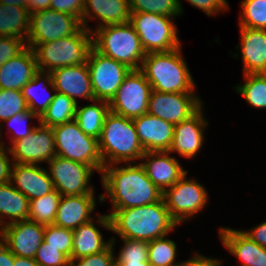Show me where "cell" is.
Segmentation results:
<instances>
[{"instance_id":"cell-1","label":"cell","mask_w":266,"mask_h":266,"mask_svg":"<svg viewBox=\"0 0 266 266\" xmlns=\"http://www.w3.org/2000/svg\"><path fill=\"white\" fill-rule=\"evenodd\" d=\"M98 216L97 223L122 239L147 242L167 236L178 225L171 218L163 198L150 205L113 209L110 214Z\"/></svg>"},{"instance_id":"cell-2","label":"cell","mask_w":266,"mask_h":266,"mask_svg":"<svg viewBox=\"0 0 266 266\" xmlns=\"http://www.w3.org/2000/svg\"><path fill=\"white\" fill-rule=\"evenodd\" d=\"M113 166H104L101 171L102 185L111 198L113 209L150 205L162 199L163 193L148 178L141 164Z\"/></svg>"},{"instance_id":"cell-3","label":"cell","mask_w":266,"mask_h":266,"mask_svg":"<svg viewBox=\"0 0 266 266\" xmlns=\"http://www.w3.org/2000/svg\"><path fill=\"white\" fill-rule=\"evenodd\" d=\"M180 50L179 47L167 52L146 54L140 70L152 90L162 93H194V80Z\"/></svg>"},{"instance_id":"cell-4","label":"cell","mask_w":266,"mask_h":266,"mask_svg":"<svg viewBox=\"0 0 266 266\" xmlns=\"http://www.w3.org/2000/svg\"><path fill=\"white\" fill-rule=\"evenodd\" d=\"M98 147L103 167L139 160L145 153L132 119L109 111L105 117Z\"/></svg>"},{"instance_id":"cell-5","label":"cell","mask_w":266,"mask_h":266,"mask_svg":"<svg viewBox=\"0 0 266 266\" xmlns=\"http://www.w3.org/2000/svg\"><path fill=\"white\" fill-rule=\"evenodd\" d=\"M26 45L34 51L38 70L52 72L66 66L87 63L93 47V34L82 26L71 36L43 44Z\"/></svg>"},{"instance_id":"cell-6","label":"cell","mask_w":266,"mask_h":266,"mask_svg":"<svg viewBox=\"0 0 266 266\" xmlns=\"http://www.w3.org/2000/svg\"><path fill=\"white\" fill-rule=\"evenodd\" d=\"M93 47L132 70L140 69L146 56L140 38L130 22L106 25L91 31ZM141 62V64H139Z\"/></svg>"},{"instance_id":"cell-7","label":"cell","mask_w":266,"mask_h":266,"mask_svg":"<svg viewBox=\"0 0 266 266\" xmlns=\"http://www.w3.org/2000/svg\"><path fill=\"white\" fill-rule=\"evenodd\" d=\"M52 128L56 156L84 163L98 172L102 171L103 161L99 152L98 139L86 135L75 119Z\"/></svg>"},{"instance_id":"cell-8","label":"cell","mask_w":266,"mask_h":266,"mask_svg":"<svg viewBox=\"0 0 266 266\" xmlns=\"http://www.w3.org/2000/svg\"><path fill=\"white\" fill-rule=\"evenodd\" d=\"M173 17L156 13H131L130 23L147 53L167 52L181 47Z\"/></svg>"},{"instance_id":"cell-9","label":"cell","mask_w":266,"mask_h":266,"mask_svg":"<svg viewBox=\"0 0 266 266\" xmlns=\"http://www.w3.org/2000/svg\"><path fill=\"white\" fill-rule=\"evenodd\" d=\"M87 65L96 100L110 102L125 77L132 70L126 65L107 57L91 48Z\"/></svg>"},{"instance_id":"cell-10","label":"cell","mask_w":266,"mask_h":266,"mask_svg":"<svg viewBox=\"0 0 266 266\" xmlns=\"http://www.w3.org/2000/svg\"><path fill=\"white\" fill-rule=\"evenodd\" d=\"M152 88L144 73L131 70L109 102L110 111L129 119L147 113Z\"/></svg>"},{"instance_id":"cell-11","label":"cell","mask_w":266,"mask_h":266,"mask_svg":"<svg viewBox=\"0 0 266 266\" xmlns=\"http://www.w3.org/2000/svg\"><path fill=\"white\" fill-rule=\"evenodd\" d=\"M186 174L165 190L162 197L171 218L177 224L200 212L208 199L204 187L196 180H188Z\"/></svg>"},{"instance_id":"cell-12","label":"cell","mask_w":266,"mask_h":266,"mask_svg":"<svg viewBox=\"0 0 266 266\" xmlns=\"http://www.w3.org/2000/svg\"><path fill=\"white\" fill-rule=\"evenodd\" d=\"M49 176L62 196L94 195L89 181L95 169L81 162L53 157L49 162Z\"/></svg>"},{"instance_id":"cell-13","label":"cell","mask_w":266,"mask_h":266,"mask_svg":"<svg viewBox=\"0 0 266 266\" xmlns=\"http://www.w3.org/2000/svg\"><path fill=\"white\" fill-rule=\"evenodd\" d=\"M82 27L79 18L47 9L31 14L26 44H43L75 34Z\"/></svg>"},{"instance_id":"cell-14","label":"cell","mask_w":266,"mask_h":266,"mask_svg":"<svg viewBox=\"0 0 266 266\" xmlns=\"http://www.w3.org/2000/svg\"><path fill=\"white\" fill-rule=\"evenodd\" d=\"M202 106L194 93H162L151 91L147 113L174 125L189 119Z\"/></svg>"},{"instance_id":"cell-15","label":"cell","mask_w":266,"mask_h":266,"mask_svg":"<svg viewBox=\"0 0 266 266\" xmlns=\"http://www.w3.org/2000/svg\"><path fill=\"white\" fill-rule=\"evenodd\" d=\"M6 151L12 155L13 163L38 165L49 162L56 156L53 128L40 124L28 137L13 142Z\"/></svg>"},{"instance_id":"cell-16","label":"cell","mask_w":266,"mask_h":266,"mask_svg":"<svg viewBox=\"0 0 266 266\" xmlns=\"http://www.w3.org/2000/svg\"><path fill=\"white\" fill-rule=\"evenodd\" d=\"M45 225L23 220L0 229V240L15 256L34 259L44 240Z\"/></svg>"},{"instance_id":"cell-17","label":"cell","mask_w":266,"mask_h":266,"mask_svg":"<svg viewBox=\"0 0 266 266\" xmlns=\"http://www.w3.org/2000/svg\"><path fill=\"white\" fill-rule=\"evenodd\" d=\"M132 120L145 152L169 151L173 141L174 124L149 113Z\"/></svg>"},{"instance_id":"cell-18","label":"cell","mask_w":266,"mask_h":266,"mask_svg":"<svg viewBox=\"0 0 266 266\" xmlns=\"http://www.w3.org/2000/svg\"><path fill=\"white\" fill-rule=\"evenodd\" d=\"M53 91L67 95L77 103L76 97L94 101L87 63L70 65L51 72Z\"/></svg>"},{"instance_id":"cell-19","label":"cell","mask_w":266,"mask_h":266,"mask_svg":"<svg viewBox=\"0 0 266 266\" xmlns=\"http://www.w3.org/2000/svg\"><path fill=\"white\" fill-rule=\"evenodd\" d=\"M48 172L37 164L13 163L10 182L30 201L54 190Z\"/></svg>"},{"instance_id":"cell-20","label":"cell","mask_w":266,"mask_h":266,"mask_svg":"<svg viewBox=\"0 0 266 266\" xmlns=\"http://www.w3.org/2000/svg\"><path fill=\"white\" fill-rule=\"evenodd\" d=\"M201 109L202 107L189 119L175 125L170 153L178 152L183 157L192 158L199 152L204 141L203 131L208 125Z\"/></svg>"},{"instance_id":"cell-21","label":"cell","mask_w":266,"mask_h":266,"mask_svg":"<svg viewBox=\"0 0 266 266\" xmlns=\"http://www.w3.org/2000/svg\"><path fill=\"white\" fill-rule=\"evenodd\" d=\"M169 153V151L145 152L141 159H148L140 163L145 168L148 178L162 193L187 173L175 157L169 156Z\"/></svg>"},{"instance_id":"cell-22","label":"cell","mask_w":266,"mask_h":266,"mask_svg":"<svg viewBox=\"0 0 266 266\" xmlns=\"http://www.w3.org/2000/svg\"><path fill=\"white\" fill-rule=\"evenodd\" d=\"M37 71L34 51L27 46L20 54L0 67V89L21 90Z\"/></svg>"},{"instance_id":"cell-23","label":"cell","mask_w":266,"mask_h":266,"mask_svg":"<svg viewBox=\"0 0 266 266\" xmlns=\"http://www.w3.org/2000/svg\"><path fill=\"white\" fill-rule=\"evenodd\" d=\"M96 17L101 21L97 28L130 22L129 0H85L82 19L80 20L82 26L92 31L87 27V19H95Z\"/></svg>"},{"instance_id":"cell-24","label":"cell","mask_w":266,"mask_h":266,"mask_svg":"<svg viewBox=\"0 0 266 266\" xmlns=\"http://www.w3.org/2000/svg\"><path fill=\"white\" fill-rule=\"evenodd\" d=\"M95 206L94 195L62 196L53 225L75 230L93 219Z\"/></svg>"},{"instance_id":"cell-25","label":"cell","mask_w":266,"mask_h":266,"mask_svg":"<svg viewBox=\"0 0 266 266\" xmlns=\"http://www.w3.org/2000/svg\"><path fill=\"white\" fill-rule=\"evenodd\" d=\"M244 74L266 73V30L240 27Z\"/></svg>"},{"instance_id":"cell-26","label":"cell","mask_w":266,"mask_h":266,"mask_svg":"<svg viewBox=\"0 0 266 266\" xmlns=\"http://www.w3.org/2000/svg\"><path fill=\"white\" fill-rule=\"evenodd\" d=\"M220 238L228 251L241 259V266H266V248L251 240L240 230L220 229Z\"/></svg>"},{"instance_id":"cell-27","label":"cell","mask_w":266,"mask_h":266,"mask_svg":"<svg viewBox=\"0 0 266 266\" xmlns=\"http://www.w3.org/2000/svg\"><path fill=\"white\" fill-rule=\"evenodd\" d=\"M4 216L11 220L4 223ZM28 217L29 199L11 182L0 183V229L5 225L28 220Z\"/></svg>"},{"instance_id":"cell-28","label":"cell","mask_w":266,"mask_h":266,"mask_svg":"<svg viewBox=\"0 0 266 266\" xmlns=\"http://www.w3.org/2000/svg\"><path fill=\"white\" fill-rule=\"evenodd\" d=\"M110 244L111 240L105 242L103 235L94 225L92 219L73 230L71 260L100 253Z\"/></svg>"},{"instance_id":"cell-29","label":"cell","mask_w":266,"mask_h":266,"mask_svg":"<svg viewBox=\"0 0 266 266\" xmlns=\"http://www.w3.org/2000/svg\"><path fill=\"white\" fill-rule=\"evenodd\" d=\"M30 21L27 8L0 4V37L27 39Z\"/></svg>"},{"instance_id":"cell-30","label":"cell","mask_w":266,"mask_h":266,"mask_svg":"<svg viewBox=\"0 0 266 266\" xmlns=\"http://www.w3.org/2000/svg\"><path fill=\"white\" fill-rule=\"evenodd\" d=\"M93 102L96 105L94 103L79 108L77 105L75 120L86 135L99 139L105 117L110 111L109 102L96 99Z\"/></svg>"},{"instance_id":"cell-31","label":"cell","mask_w":266,"mask_h":266,"mask_svg":"<svg viewBox=\"0 0 266 266\" xmlns=\"http://www.w3.org/2000/svg\"><path fill=\"white\" fill-rule=\"evenodd\" d=\"M43 78L46 80L44 82H47L48 85L53 88L54 85L52 81L51 72L38 70L34 74V77L21 89L22 95L24 96L27 102L28 109L34 114H36L39 118L43 115V113L46 111L47 107L50 105L54 98V94L50 95L51 93H48V95L45 97L42 96L44 97L43 100L41 99L42 97L40 98L41 94L38 95V93L40 92L39 90H41L40 87H43V90L47 89L48 91V87L45 85V83L43 84L41 82ZM40 83L43 85L40 86V89L38 90L37 88Z\"/></svg>"},{"instance_id":"cell-32","label":"cell","mask_w":266,"mask_h":266,"mask_svg":"<svg viewBox=\"0 0 266 266\" xmlns=\"http://www.w3.org/2000/svg\"><path fill=\"white\" fill-rule=\"evenodd\" d=\"M77 103L64 94L55 92L46 111L39 118V124L54 127L75 119Z\"/></svg>"},{"instance_id":"cell-33","label":"cell","mask_w":266,"mask_h":266,"mask_svg":"<svg viewBox=\"0 0 266 266\" xmlns=\"http://www.w3.org/2000/svg\"><path fill=\"white\" fill-rule=\"evenodd\" d=\"M62 195L54 189L52 192L29 201L28 220L43 225L53 224Z\"/></svg>"},{"instance_id":"cell-34","label":"cell","mask_w":266,"mask_h":266,"mask_svg":"<svg viewBox=\"0 0 266 266\" xmlns=\"http://www.w3.org/2000/svg\"><path fill=\"white\" fill-rule=\"evenodd\" d=\"M245 83L235 87L246 101L257 108H266V73L244 74Z\"/></svg>"},{"instance_id":"cell-35","label":"cell","mask_w":266,"mask_h":266,"mask_svg":"<svg viewBox=\"0 0 266 266\" xmlns=\"http://www.w3.org/2000/svg\"><path fill=\"white\" fill-rule=\"evenodd\" d=\"M166 236L148 242V262L151 266H177L176 244Z\"/></svg>"},{"instance_id":"cell-36","label":"cell","mask_w":266,"mask_h":266,"mask_svg":"<svg viewBox=\"0 0 266 266\" xmlns=\"http://www.w3.org/2000/svg\"><path fill=\"white\" fill-rule=\"evenodd\" d=\"M131 13H156L176 17L182 13L180 0H129Z\"/></svg>"},{"instance_id":"cell-37","label":"cell","mask_w":266,"mask_h":266,"mask_svg":"<svg viewBox=\"0 0 266 266\" xmlns=\"http://www.w3.org/2000/svg\"><path fill=\"white\" fill-rule=\"evenodd\" d=\"M240 27L266 30V0H243Z\"/></svg>"},{"instance_id":"cell-38","label":"cell","mask_w":266,"mask_h":266,"mask_svg":"<svg viewBox=\"0 0 266 266\" xmlns=\"http://www.w3.org/2000/svg\"><path fill=\"white\" fill-rule=\"evenodd\" d=\"M28 105L21 90L0 89V121H5L20 112H27ZM1 127V123H0ZM1 129V128H0ZM1 137V132H0Z\"/></svg>"},{"instance_id":"cell-39","label":"cell","mask_w":266,"mask_h":266,"mask_svg":"<svg viewBox=\"0 0 266 266\" xmlns=\"http://www.w3.org/2000/svg\"><path fill=\"white\" fill-rule=\"evenodd\" d=\"M44 241L71 260L73 247V230L55 226L45 225Z\"/></svg>"},{"instance_id":"cell-40","label":"cell","mask_w":266,"mask_h":266,"mask_svg":"<svg viewBox=\"0 0 266 266\" xmlns=\"http://www.w3.org/2000/svg\"><path fill=\"white\" fill-rule=\"evenodd\" d=\"M124 246L121 248L115 262L148 261V242L145 240L122 239Z\"/></svg>"},{"instance_id":"cell-41","label":"cell","mask_w":266,"mask_h":266,"mask_svg":"<svg viewBox=\"0 0 266 266\" xmlns=\"http://www.w3.org/2000/svg\"><path fill=\"white\" fill-rule=\"evenodd\" d=\"M34 260L40 266H69L70 260L57 248L49 246L44 240L36 252Z\"/></svg>"},{"instance_id":"cell-42","label":"cell","mask_w":266,"mask_h":266,"mask_svg":"<svg viewBox=\"0 0 266 266\" xmlns=\"http://www.w3.org/2000/svg\"><path fill=\"white\" fill-rule=\"evenodd\" d=\"M114 240L111 238V244L100 253L70 260L69 266H115Z\"/></svg>"},{"instance_id":"cell-43","label":"cell","mask_w":266,"mask_h":266,"mask_svg":"<svg viewBox=\"0 0 266 266\" xmlns=\"http://www.w3.org/2000/svg\"><path fill=\"white\" fill-rule=\"evenodd\" d=\"M26 47V40L24 39L0 37V67L9 59L20 54Z\"/></svg>"},{"instance_id":"cell-44","label":"cell","mask_w":266,"mask_h":266,"mask_svg":"<svg viewBox=\"0 0 266 266\" xmlns=\"http://www.w3.org/2000/svg\"><path fill=\"white\" fill-rule=\"evenodd\" d=\"M31 118H37L39 121V117L36 114H34L33 112H31L30 110H28L27 112H20V113L15 114L13 117L5 120V122L9 123L10 127L12 126V129H13L14 125L15 126L16 125L17 126L18 125L19 126L20 125L25 126V124H26L25 122H27L28 119L30 120ZM35 128H36V126L35 127L34 126L33 127L27 126L26 129H21V130L13 129L16 132V134H14L15 136H13V138H11V143L28 137L34 131Z\"/></svg>"},{"instance_id":"cell-45","label":"cell","mask_w":266,"mask_h":266,"mask_svg":"<svg viewBox=\"0 0 266 266\" xmlns=\"http://www.w3.org/2000/svg\"><path fill=\"white\" fill-rule=\"evenodd\" d=\"M85 6V0H51L50 9L69 15H73L80 20Z\"/></svg>"},{"instance_id":"cell-46","label":"cell","mask_w":266,"mask_h":266,"mask_svg":"<svg viewBox=\"0 0 266 266\" xmlns=\"http://www.w3.org/2000/svg\"><path fill=\"white\" fill-rule=\"evenodd\" d=\"M190 5L203 10L208 16L216 15V13L225 11L229 8L227 0H187Z\"/></svg>"},{"instance_id":"cell-47","label":"cell","mask_w":266,"mask_h":266,"mask_svg":"<svg viewBox=\"0 0 266 266\" xmlns=\"http://www.w3.org/2000/svg\"><path fill=\"white\" fill-rule=\"evenodd\" d=\"M4 143L0 142V183H7L11 181V170L13 165L10 164L7 152L5 151Z\"/></svg>"},{"instance_id":"cell-48","label":"cell","mask_w":266,"mask_h":266,"mask_svg":"<svg viewBox=\"0 0 266 266\" xmlns=\"http://www.w3.org/2000/svg\"><path fill=\"white\" fill-rule=\"evenodd\" d=\"M242 232L251 240L255 241L263 248H266V221L253 228V230Z\"/></svg>"},{"instance_id":"cell-49","label":"cell","mask_w":266,"mask_h":266,"mask_svg":"<svg viewBox=\"0 0 266 266\" xmlns=\"http://www.w3.org/2000/svg\"><path fill=\"white\" fill-rule=\"evenodd\" d=\"M221 263L219 260L207 258L200 254H196L193 258L179 263L177 266H220Z\"/></svg>"},{"instance_id":"cell-50","label":"cell","mask_w":266,"mask_h":266,"mask_svg":"<svg viewBox=\"0 0 266 266\" xmlns=\"http://www.w3.org/2000/svg\"><path fill=\"white\" fill-rule=\"evenodd\" d=\"M15 255L0 240V266H14Z\"/></svg>"},{"instance_id":"cell-51","label":"cell","mask_w":266,"mask_h":266,"mask_svg":"<svg viewBox=\"0 0 266 266\" xmlns=\"http://www.w3.org/2000/svg\"><path fill=\"white\" fill-rule=\"evenodd\" d=\"M51 0H29L27 4V11L30 14L38 11L50 9Z\"/></svg>"},{"instance_id":"cell-52","label":"cell","mask_w":266,"mask_h":266,"mask_svg":"<svg viewBox=\"0 0 266 266\" xmlns=\"http://www.w3.org/2000/svg\"><path fill=\"white\" fill-rule=\"evenodd\" d=\"M14 266H40V265L32 258L15 256Z\"/></svg>"},{"instance_id":"cell-53","label":"cell","mask_w":266,"mask_h":266,"mask_svg":"<svg viewBox=\"0 0 266 266\" xmlns=\"http://www.w3.org/2000/svg\"><path fill=\"white\" fill-rule=\"evenodd\" d=\"M29 0H0V4L11 5V6H20L27 8Z\"/></svg>"},{"instance_id":"cell-54","label":"cell","mask_w":266,"mask_h":266,"mask_svg":"<svg viewBox=\"0 0 266 266\" xmlns=\"http://www.w3.org/2000/svg\"><path fill=\"white\" fill-rule=\"evenodd\" d=\"M115 266H151L148 261L115 262Z\"/></svg>"}]
</instances>
